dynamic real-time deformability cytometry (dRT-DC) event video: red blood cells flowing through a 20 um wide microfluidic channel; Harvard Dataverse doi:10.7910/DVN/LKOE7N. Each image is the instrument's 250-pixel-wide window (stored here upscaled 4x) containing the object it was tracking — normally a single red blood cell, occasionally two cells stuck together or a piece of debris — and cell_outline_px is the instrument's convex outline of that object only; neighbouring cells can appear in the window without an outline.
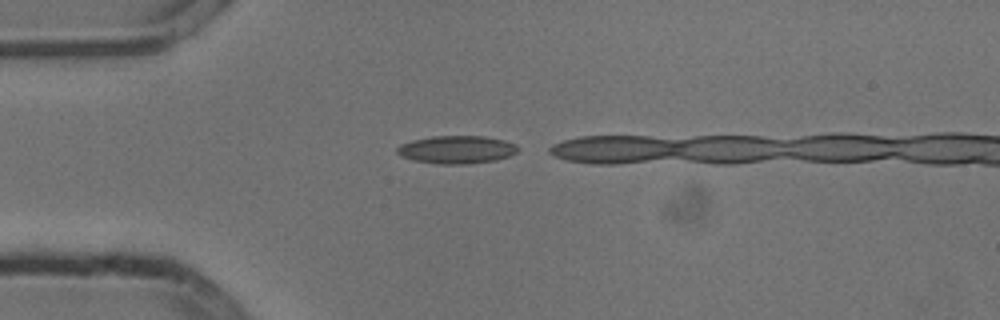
{"species": "common noctule bat (a hibernating species)", "species_latin": "Nyctalus noctula", "temperature_condition": "cold", "stored_images_in_passage": 16, "camera_frame_rate_fps": 3000, "um_per_image_px": 0.085, "animal": {"sex": "male", "body_mass_g": 13.3}, "frame": {"image": 1, "passage_image": 1, "time_ms": 0.0, "image_size_px": [1000, 320], "cell_outline_px": [[520, 148], [516, 152], [508, 156], [496, 160], [464, 164], [440, 164], [412, 160], [400, 156], [396, 152], [396, 148], [400, 144], [412, 140], [432, 136], [484, 136], [504, 140], [516, 144]], "centroid_in_image_um": [38.79, 12.71], "position_along_channel_um": 46.2, "area_um2": 19.71}}
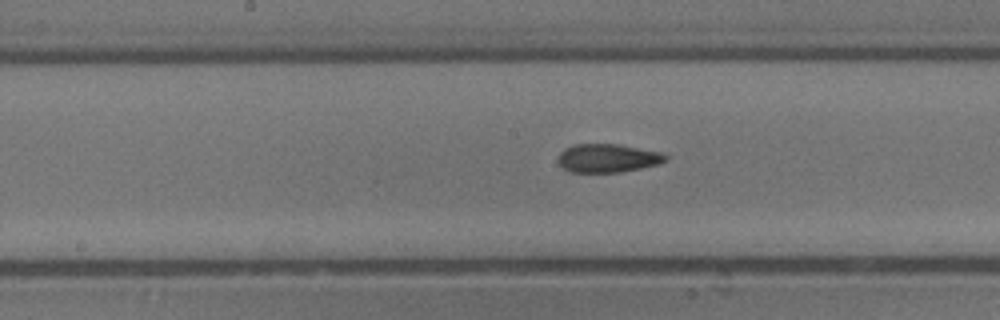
{"frame": {"image": 2, "passage_image": 14, "time_ms": 4.333, "image_size_px": [1000, 320], "cell_outline_px": [[668, 160], [656, 164], [640, 168], [620, 172], [572, 172], [564, 168], [556, 160], [560, 152], [564, 148], [572, 144], [620, 144], [664, 152], [668, 156]], "centroid_in_image_um": [51.66, 13.42], "position_along_channel_um": 196.5, "area_um2": 18.03}}